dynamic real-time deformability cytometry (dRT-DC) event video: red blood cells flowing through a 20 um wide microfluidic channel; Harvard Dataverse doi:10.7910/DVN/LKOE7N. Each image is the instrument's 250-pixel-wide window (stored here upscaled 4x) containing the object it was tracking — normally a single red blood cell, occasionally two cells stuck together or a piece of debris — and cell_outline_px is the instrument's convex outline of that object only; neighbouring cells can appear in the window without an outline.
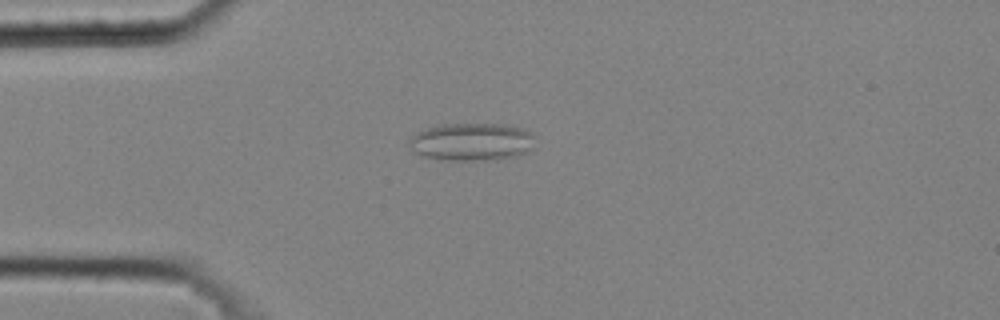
{"species": "common noctule bat (a hibernating species)", "species_latin": "Nyctalus noctula", "temperature_condition": "cold", "stored_images_in_passage": 38, "camera_frame_rate_fps": 3000, "um_per_image_px": 0.085, "animal": {"sex": "male", "body_mass_g": 20.4}, "frame": {"image": 1, "passage_image": 8, "time_ms": 2.333, "image_size_px": [1000, 320], "cell_outline_px": [[536, 136], [532, 148], [516, 156], [492, 160], [448, 160], [424, 156], [416, 152], [408, 144], [408, 140], [416, 132], [440, 124], [504, 124], [520, 128]], "centroid_in_image_um": [40.1, 12.05], "position_along_channel_um": 44.9, "area_um2": 27.57}}
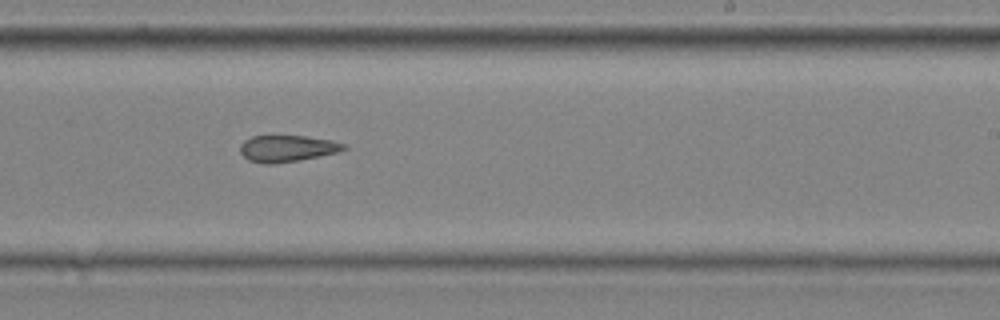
{"frame": {"image": 2, "passage_image": 24, "time_ms": 7.667, "image_size_px": [1000, 320], "cell_outline_px": [[348, 148], [340, 152], [300, 160], [272, 164], [264, 164], [248, 160], [240, 152], [240, 144], [244, 140], [252, 136], [304, 136], [332, 140], [348, 144]], "centroid_in_image_um": [24.45, 12.62], "position_along_channel_um": 264.6, "area_um2": 16.24}}
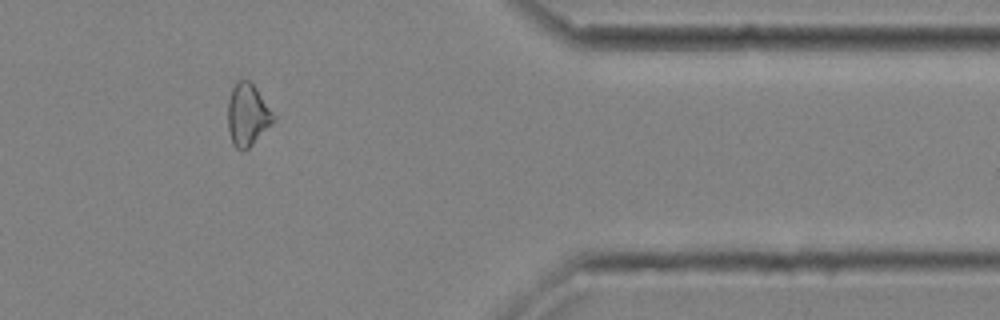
{"frame": {"image": 3, "passage_image": 34, "time_ms": 11.0, "image_size_px": [1000, 320], "cell_outline_px": [[276, 120], [244, 152], [236, 148], [232, 144], [228, 132], [228, 100], [232, 88], [236, 80], [248, 80], [256, 88], [276, 116]], "centroid_in_image_um": [21.03, 9.77], "position_along_channel_um": 390.4, "area_um2": 16.65}}